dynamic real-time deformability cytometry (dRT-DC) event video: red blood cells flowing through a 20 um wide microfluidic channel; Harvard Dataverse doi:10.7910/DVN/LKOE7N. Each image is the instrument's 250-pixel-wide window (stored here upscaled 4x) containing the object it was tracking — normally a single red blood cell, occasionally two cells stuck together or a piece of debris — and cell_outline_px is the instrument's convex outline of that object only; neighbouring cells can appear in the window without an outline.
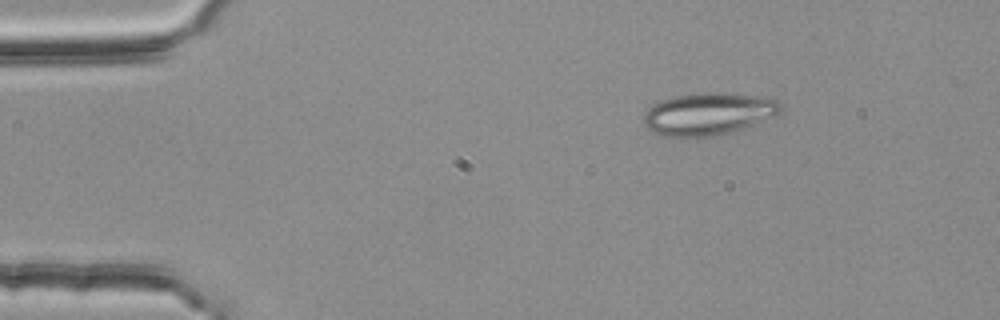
{"species": "common noctule bat (a hibernating species)", "species_latin": "Nyctalus noctula", "temperature_condition": "room temperature", "stored_images_in_passage": 2, "camera_frame_rate_fps": 3000, "um_per_image_px": 0.085, "animal": {"sex": "female", "body_mass_g": 25.1}, "frame": {"image": 1, "passage_image": 1, "time_ms": 0.0, "image_size_px": [1000, 320], "cell_outline_px": [[780, 108], [776, 116], [728, 132], [712, 136], [664, 136], [652, 132], [644, 124], [644, 116], [648, 108], [652, 104], [660, 100], [676, 96], [700, 92], [716, 92], [776, 96], [780, 104]], "centroid_in_image_um": [60.23, 9.64], "position_along_channel_um": 24.8, "area_um2": 33.81}}